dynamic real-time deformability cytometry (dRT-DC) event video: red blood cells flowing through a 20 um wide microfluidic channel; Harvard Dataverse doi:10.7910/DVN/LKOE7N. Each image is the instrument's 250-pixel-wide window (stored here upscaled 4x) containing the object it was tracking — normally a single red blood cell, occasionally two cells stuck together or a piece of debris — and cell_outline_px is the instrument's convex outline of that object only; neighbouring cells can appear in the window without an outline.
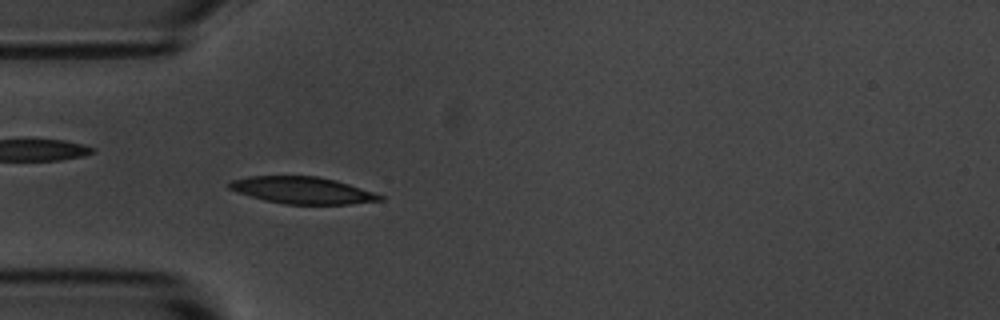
{"species": "common noctule bat (a hibernating species)", "species_latin": "Nyctalus noctula", "temperature_condition": "room temperature", "stored_images_in_passage": 3, "camera_frame_rate_fps": 3000, "um_per_image_px": 0.085, "animal": {"sex": "male", "body_mass_g": 20.1, "forearm_length_mm": 53.5}, "frame": {"image": 1, "passage_image": 3, "time_ms": 2.333, "image_size_px": [1000, 320], "cell_outline_px": [[384, 200], [348, 204], [284, 204], [264, 200], [236, 192], [228, 188], [228, 184], [232, 180], [248, 176], [316, 176], [336, 180], [384, 196]], "centroid_in_image_um": [25.67, 16.17], "position_along_channel_um": 59.3, "area_um2": 23.47}}